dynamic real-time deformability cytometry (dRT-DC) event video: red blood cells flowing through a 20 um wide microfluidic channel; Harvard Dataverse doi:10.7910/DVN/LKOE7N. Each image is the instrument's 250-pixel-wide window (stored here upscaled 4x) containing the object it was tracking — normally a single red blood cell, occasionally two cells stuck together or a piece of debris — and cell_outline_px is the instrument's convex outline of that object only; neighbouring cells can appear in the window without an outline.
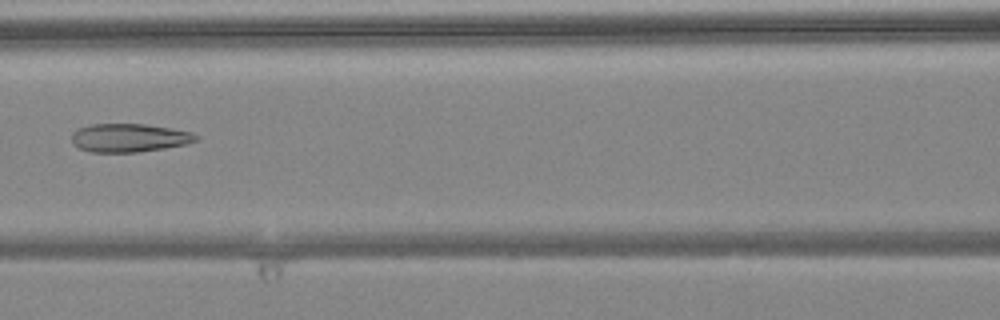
{"species": "common noctule bat (a hibernating species)", "species_latin": "Nyctalus noctula", "temperature_condition": "warm", "stored_images_in_passage": 6, "camera_frame_rate_fps": 3000, "um_per_image_px": 0.085, "animal": {"sex": "female", "body_mass_g": 24.6, "forearm_length_mm": 56.2}, "frame": {"image": 1, "passage_image": 6, "time_ms": 1.667, "image_size_px": [1000, 320], "cell_outline_px": [[200, 136], [196, 140], [184, 144], [164, 148], [136, 152], [92, 152], [80, 148], [72, 144], [72, 132], [76, 128], [92, 124], [144, 124], [192, 132]], "centroid_in_image_um": [10.93, 11.71], "position_along_channel_um": 155.7, "area_um2": 20.46}}